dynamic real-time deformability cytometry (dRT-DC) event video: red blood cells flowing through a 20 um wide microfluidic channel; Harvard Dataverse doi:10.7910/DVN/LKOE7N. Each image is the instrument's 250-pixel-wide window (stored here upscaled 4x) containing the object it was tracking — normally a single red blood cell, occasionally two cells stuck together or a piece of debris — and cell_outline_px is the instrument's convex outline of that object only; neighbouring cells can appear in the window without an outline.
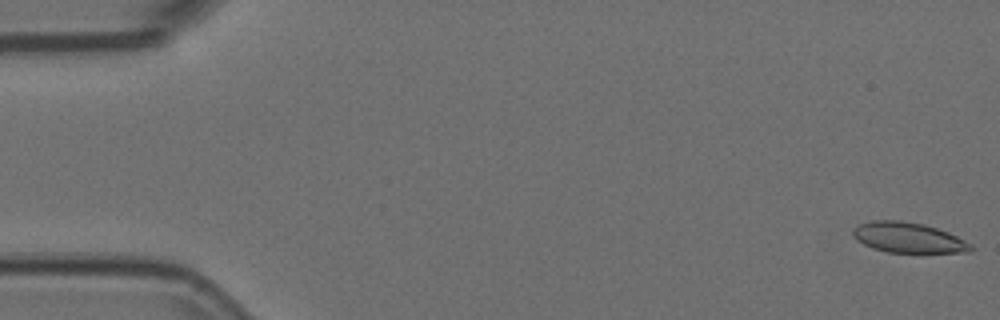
{"species": "Egyptian fruit bat (a non-hibernating species)", "species_latin": "Rousettus aegyptiacus", "temperature_condition": "room temperature", "stored_images_in_passage": 55, "camera_frame_rate_fps": 3000, "um_per_image_px": 0.085, "animal": {"sex": "female"}, "frame": {"image": 1, "passage_image": 1, "time_ms": 0.0, "image_size_px": [1000, 320], "cell_outline_px": [[976, 248], [972, 252], [888, 252], [872, 248], [856, 240], [852, 236], [852, 232], [860, 224], [872, 220], [900, 220], [924, 224], [948, 232], [972, 244]], "centroid_in_image_um": [77.22, 20.2], "position_along_channel_um": 7.8, "area_um2": 20.81}}
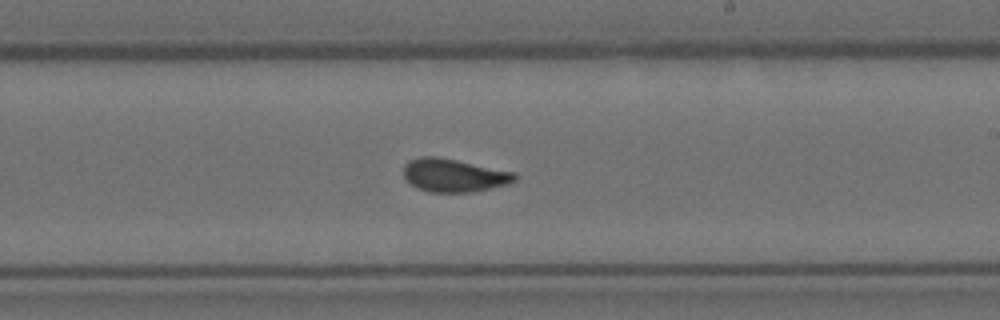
{"frame": {"image": 2, "passage_image": 32, "time_ms": 10.333, "image_size_px": [1000, 320], "cell_outline_px": [[520, 176], [516, 180], [508, 184], [472, 192], [428, 192], [416, 188], [404, 176], [404, 164], [408, 160], [420, 156], [436, 156], [516, 172]], "centroid_in_image_um": [38.6, 14.9], "position_along_channel_um": 250.4, "area_um2": 21.62}}
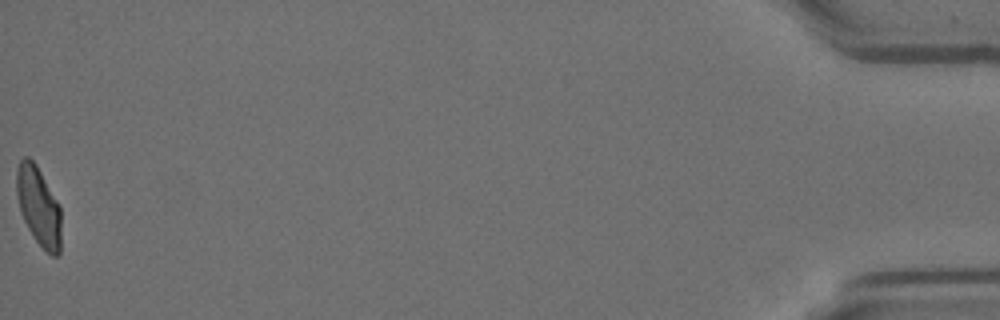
{"frame": {"image": 3, "passage_image": 55, "time_ms": 18.0, "image_size_px": [1000, 320], "cell_outline_px": [[60, 252], [56, 256], [52, 256], [36, 240], [28, 228], [20, 212], [16, 192], [16, 168], [20, 160], [24, 156], [28, 156], [36, 164], [60, 204]], "centroid_in_image_um": [3.27, 17.48], "position_along_channel_um": 431.9, "area_um2": 20.52}, "authors_computed_cell_mechanics": {"area_um2": 21.2704, "velocity_mm_per_s": 3.7047, "shape_relaxation_time_tau1_ms": 5.6321, "shape_relaxation_time_tau2_ms": 1.0894, "deformation_change_tau1": 0.1491, "deformation_change_tau2": 0.0554}}